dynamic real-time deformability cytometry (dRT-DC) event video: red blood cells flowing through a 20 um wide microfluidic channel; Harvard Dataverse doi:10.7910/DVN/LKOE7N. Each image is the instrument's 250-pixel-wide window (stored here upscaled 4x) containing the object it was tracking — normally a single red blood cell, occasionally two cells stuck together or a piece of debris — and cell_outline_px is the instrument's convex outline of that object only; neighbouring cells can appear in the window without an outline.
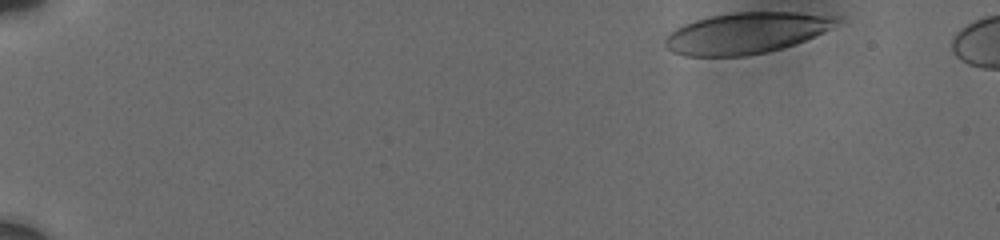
{"species": "human", "species_latin": "Homo sapiens", "temperature_condition": "cold", "stored_images_in_passage": 28, "camera_frame_rate_fps": 3000, "um_per_image_px": 0.085, "donor": {"sex": "male"}, "frame": {"image": 1, "passage_image": 1, "time_ms": 0.0, "image_size_px": [1000, 240], "cell_outline_px": [[844, 20], [804, 40], [768, 52], [744, 56], [684, 56], [672, 52], [664, 44], [664, 40], [676, 28], [684, 24], [696, 20], [712, 16], [732, 12], [796, 12], [844, 16]], "centroid_in_image_um": [63.43, 2.8], "position_along_channel_um": 21.6, "area_um2": 40.86}}
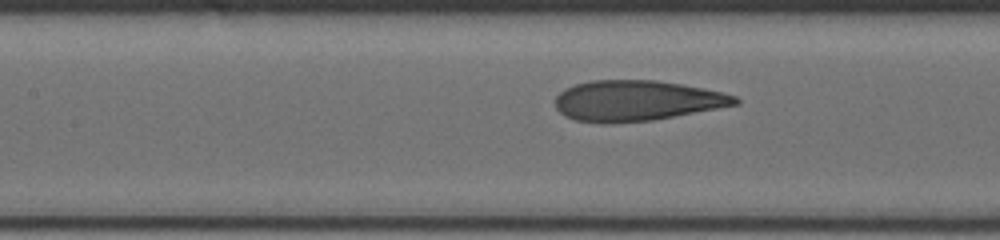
{"frame": {"image": 2, "passage_image": 17, "time_ms": 7.333, "image_size_px": [1000, 240], "cell_outline_px": [[740, 104], [652, 120], [576, 120], [564, 116], [556, 108], [556, 96], [564, 88], [576, 84], [592, 80], [656, 80], [704, 88], [736, 96], [740, 100]], "centroid_in_image_um": [54.15, 8.51], "position_along_channel_um": 153.3, "area_um2": 41.33}}
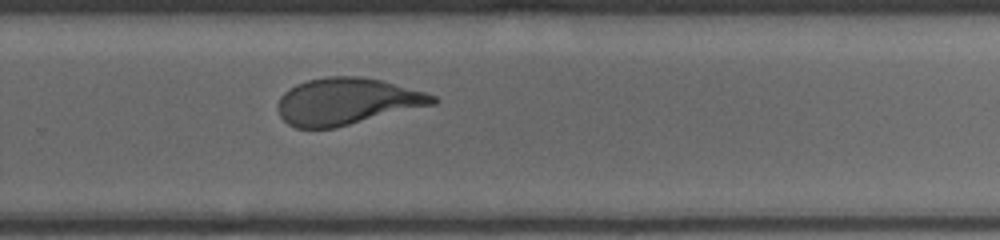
{"frame": {"image": 3, "passage_image": 28, "time_ms": 11.333, "image_size_px": [1000, 240], "cell_outline_px": [[440, 100], [436, 104], [332, 128], [296, 128], [288, 124], [280, 116], [280, 96], [284, 92], [296, 84], [308, 80], [328, 76], [364, 76], [380, 80], [424, 92], [436, 96]], "centroid_in_image_um": [29.5, 8.61], "position_along_channel_um": 300.3, "area_um2": 41.79}}